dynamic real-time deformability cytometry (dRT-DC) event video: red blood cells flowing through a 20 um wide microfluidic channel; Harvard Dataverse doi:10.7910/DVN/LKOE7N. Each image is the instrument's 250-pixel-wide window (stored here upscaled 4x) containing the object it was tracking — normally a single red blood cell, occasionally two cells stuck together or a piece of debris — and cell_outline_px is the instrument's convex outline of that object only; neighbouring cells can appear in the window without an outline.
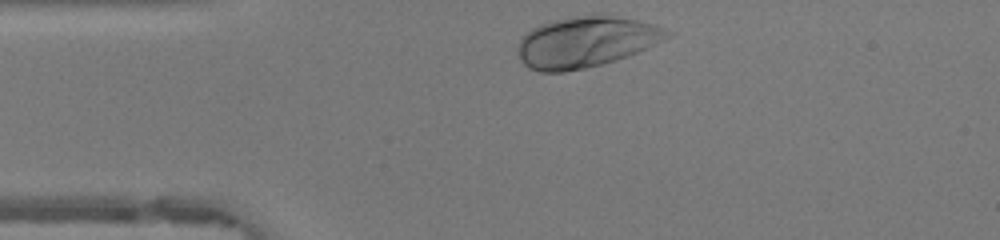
{"species": "human", "species_latin": "Homo sapiens", "temperature_condition": "warm", "stored_images_in_passage": 29, "camera_frame_rate_fps": 3000, "um_per_image_px": 0.085, "donor": {"sex": "female"}, "frame": {"image": 1, "passage_image": 1, "time_ms": 0.0, "image_size_px": [1000, 240], "cell_outline_px": [[676, 32], [628, 56], [616, 60], [584, 68], [564, 72], [540, 72], [528, 68], [520, 60], [520, 40], [532, 28], [540, 24], [556, 20], [596, 12], [600, 12], [636, 20], [652, 24]], "centroid_in_image_um": [49.8, 3.54], "position_along_channel_um": 35.2, "area_um2": 43.93}}
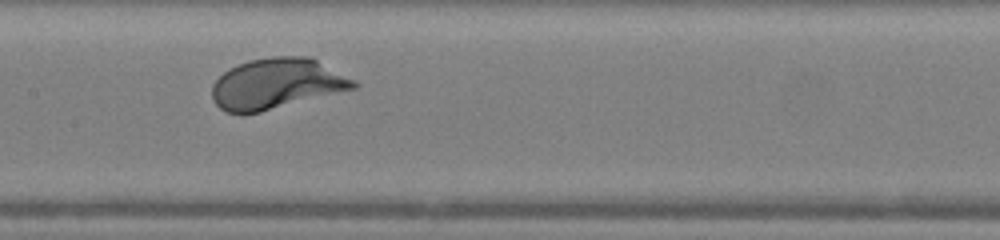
{"frame": {"image": 2, "passage_image": 14, "time_ms": 4.333, "image_size_px": [1000, 240], "cell_outline_px": [[360, 84], [356, 88], [260, 112], [224, 112], [212, 100], [212, 84], [228, 68], [248, 60], [272, 56], [304, 56], [316, 60], [356, 80]], "centroid_in_image_um": [23.51, 7.1], "position_along_channel_um": 183.9, "area_um2": 41.5}}
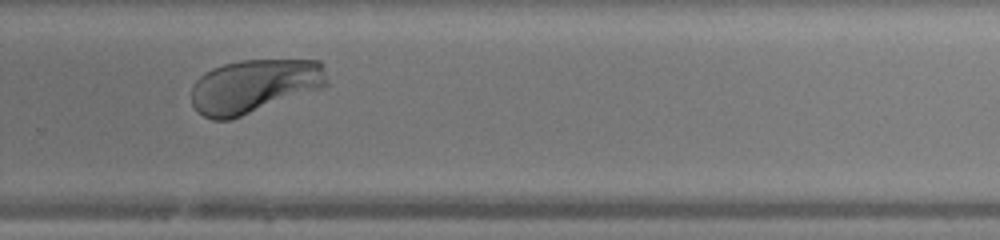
{"frame": {"image": 3, "passage_image": 23, "time_ms": 7.333, "image_size_px": [1000, 240], "cell_outline_px": [[328, 84], [320, 88], [232, 120], [212, 120], [204, 116], [192, 104], [192, 84], [204, 72], [212, 68], [224, 64], [240, 60], [320, 60], [324, 64], [328, 80]], "centroid_in_image_um": [21.61, 7.31], "position_along_channel_um": 308.2, "area_um2": 42.54}, "authors_computed_cell_mechanics": {"area_um2": 41.5004, "velocity_mm_per_s": 4.1592, "shape_relaxation_time_tau1_ms": 1.5432, "shape_relaxation_time_tau2_ms": null, "deformation_change_tau1": 0.1474, "deformation_change_tau2": null}}